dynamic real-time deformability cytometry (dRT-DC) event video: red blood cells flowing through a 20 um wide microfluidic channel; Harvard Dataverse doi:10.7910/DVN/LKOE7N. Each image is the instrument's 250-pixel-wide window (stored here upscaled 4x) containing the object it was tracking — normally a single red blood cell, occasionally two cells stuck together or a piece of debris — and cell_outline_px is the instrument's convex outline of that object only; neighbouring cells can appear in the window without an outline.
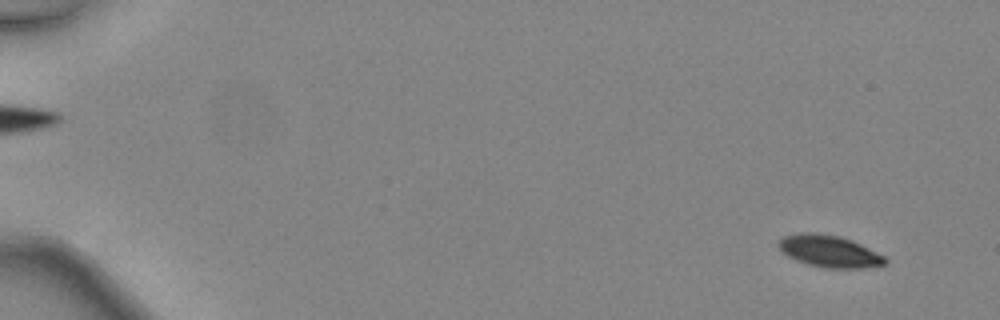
{"species": "common noctule bat (a hibernating species)", "species_latin": "Nyctalus noctula", "temperature_condition": "warm", "stored_images_in_passage": 21, "camera_frame_rate_fps": 3000, "um_per_image_px": 0.085, "animal": {"sex": "female", "body_mass_g": 24.6, "forearm_length_mm": 56.2}, "frame": {"image": 1, "passage_image": 4, "time_ms": 1.0, "image_size_px": [1000, 320], "cell_outline_px": [[888, 264], [864, 268], [824, 268], [808, 264], [796, 260], [780, 252], [776, 244], [784, 236], [800, 232], [816, 232], [840, 236], [852, 240], [884, 256], [888, 260]], "centroid_in_image_um": [70.47, 21.35], "position_along_channel_um": 14.5, "area_um2": 20.06}}
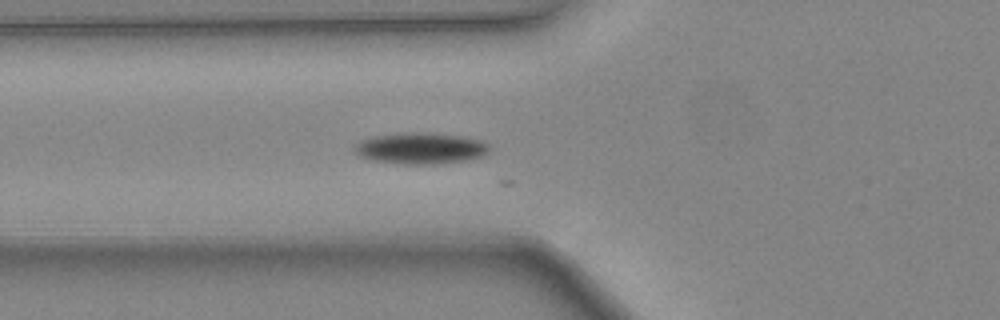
{"frame": {"image": 2, "passage_image": 20, "time_ms": 6.333, "image_size_px": [1000, 320], "cell_outline_px": [[488, 152], [484, 156], [464, 160], [436, 164], [404, 164], [372, 160], [360, 156], [352, 148], [360, 140], [376, 136], [412, 132], [424, 132], [460, 136], [480, 140], [488, 144]], "centroid_in_image_um": [35.74, 12.61], "position_along_channel_um": 90.1, "area_um2": 24.33}}